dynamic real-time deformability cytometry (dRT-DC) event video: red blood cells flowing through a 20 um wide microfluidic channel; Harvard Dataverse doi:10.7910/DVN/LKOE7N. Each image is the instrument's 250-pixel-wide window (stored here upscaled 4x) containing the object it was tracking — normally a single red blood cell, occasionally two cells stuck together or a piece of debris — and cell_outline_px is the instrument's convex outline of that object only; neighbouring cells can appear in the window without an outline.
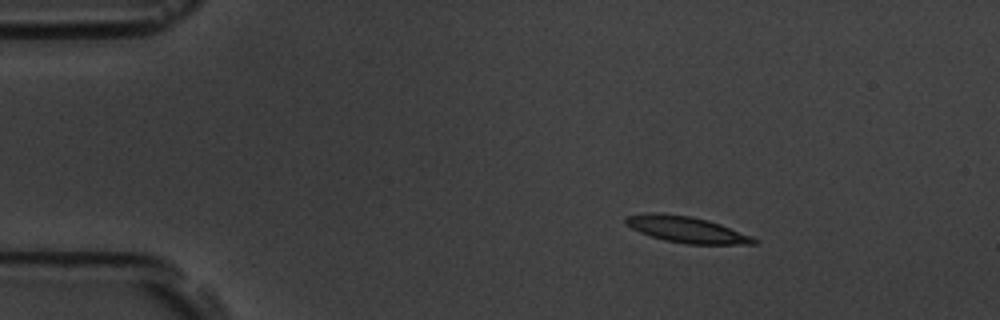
{"species": "common noctule bat (a hibernating species)", "species_latin": "Nyctalus noctula", "temperature_condition": "room temperature", "stored_images_in_passage": 4, "camera_frame_rate_fps": 3000, "um_per_image_px": 0.085, "animal": {"sex": "male", "body_mass_g": 19.5, "forearm_length_mm": 54.6}, "frame": {"image": 1, "passage_image": 2, "time_ms": 1.0, "image_size_px": [1000, 320], "cell_outline_px": [[760, 240], [756, 244], [688, 244], [664, 240], [640, 232], [624, 224], [624, 220], [628, 216], [644, 212], [664, 212], [692, 216], [708, 220], [720, 224], [752, 236]], "centroid_in_image_um": [58.35, 19.49], "position_along_channel_um": 26.7, "area_um2": 19.77}}